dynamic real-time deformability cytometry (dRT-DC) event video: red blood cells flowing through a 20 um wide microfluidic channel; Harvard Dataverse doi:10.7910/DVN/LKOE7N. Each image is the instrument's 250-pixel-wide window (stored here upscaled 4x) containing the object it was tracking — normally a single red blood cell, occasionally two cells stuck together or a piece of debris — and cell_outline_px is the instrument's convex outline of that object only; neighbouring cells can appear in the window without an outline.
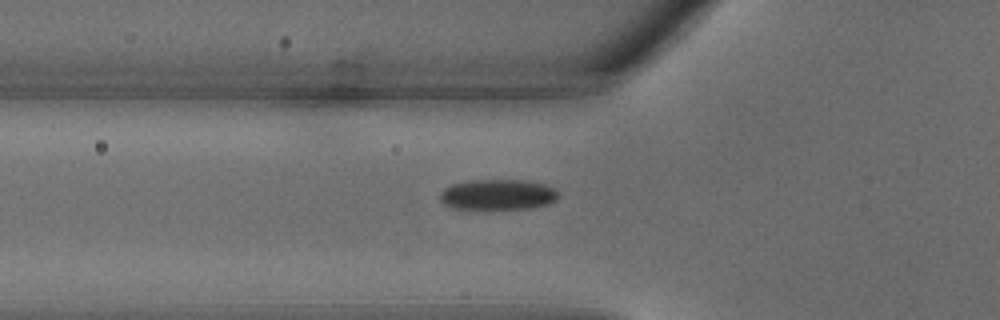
{"species": "common noctule bat (a hibernating species)", "species_latin": "Nyctalus noctula", "temperature_condition": "warm", "stored_images_in_passage": 19, "camera_frame_rate_fps": 3000, "um_per_image_px": 0.085, "animal": {"sex": "male", "body_mass_g": 18.8}, "frame": {"image": 1, "passage_image": 2, "time_ms": 0.333, "image_size_px": [1000, 320], "cell_outline_px": [[560, 196], [556, 200], [548, 204], [532, 208], [484, 212], [480, 212], [448, 208], [440, 200], [440, 192], [444, 188], [452, 184], [468, 180], [524, 180], [544, 184], [556, 188], [560, 192]], "centroid_in_image_um": [42.28, 16.6], "position_along_channel_um": 83.5, "area_um2": 22.48}}
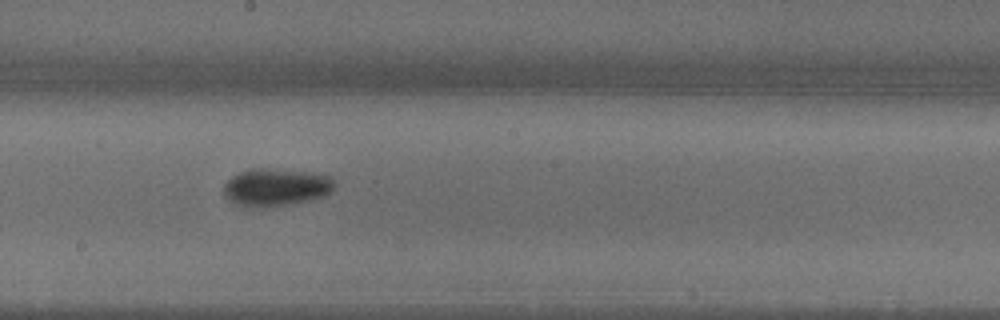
{"frame": {"image": 2, "passage_image": 9, "time_ms": 2.667, "image_size_px": [1000, 320], "cell_outline_px": [[336, 184], [332, 192], [324, 196], [292, 204], [264, 208], [244, 208], [228, 200], [224, 196], [224, 184], [232, 176], [240, 172], [252, 168], [264, 168], [304, 172], [332, 176]], "centroid_in_image_um": [23.43, 15.94], "position_along_channel_um": 224.8, "area_um2": 24.62}}
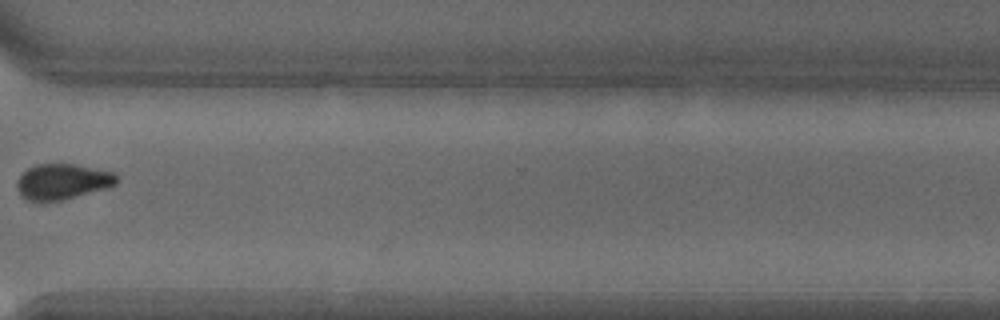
{"frame": {"image": 3, "passage_image": 16, "time_ms": 5.0, "image_size_px": [1000, 320], "cell_outline_px": [[120, 180], [116, 184], [108, 188], [64, 200], [44, 204], [36, 204], [20, 196], [16, 188], [16, 180], [28, 168], [36, 164], [76, 164], [116, 172], [120, 176]], "centroid_in_image_um": [5.32, 15.47], "position_along_channel_um": 365.3, "area_um2": 21.68}}